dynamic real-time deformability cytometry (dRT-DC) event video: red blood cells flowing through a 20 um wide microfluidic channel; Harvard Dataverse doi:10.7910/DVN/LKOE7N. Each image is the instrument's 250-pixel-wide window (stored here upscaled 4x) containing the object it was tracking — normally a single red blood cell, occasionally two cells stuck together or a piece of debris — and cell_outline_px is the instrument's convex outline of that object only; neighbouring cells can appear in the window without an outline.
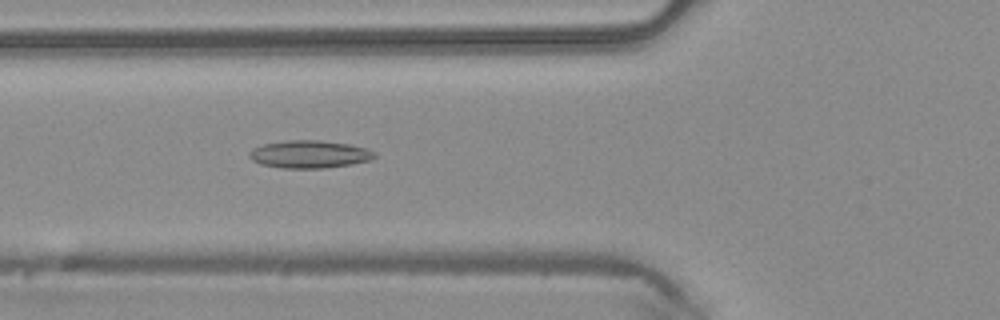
{"species": "common noctule bat (a hibernating species)", "species_latin": "Nyctalus noctula", "temperature_condition": "warm", "stored_images_in_passage": 45, "segment_of_instrument_passage": [1, 2], "camera_frame_rate_fps": 3000, "um_per_image_px": 0.085, "animal": {"sex": "male", "body_mass_g": 20.4}, "frame": {"image": 1, "passage_image": 14, "time_ms": 4.333, "image_size_px": [1000, 320], "cell_outline_px": [[376, 156], [372, 160], [352, 164], [324, 168], [280, 168], [260, 164], [252, 160], [248, 156], [248, 152], [252, 148], [264, 144], [284, 140], [320, 140], [348, 144], [364, 148], [376, 152]], "centroid_in_image_um": [26.28, 13.11], "position_along_channel_um": 99.5, "area_um2": 20.35}}
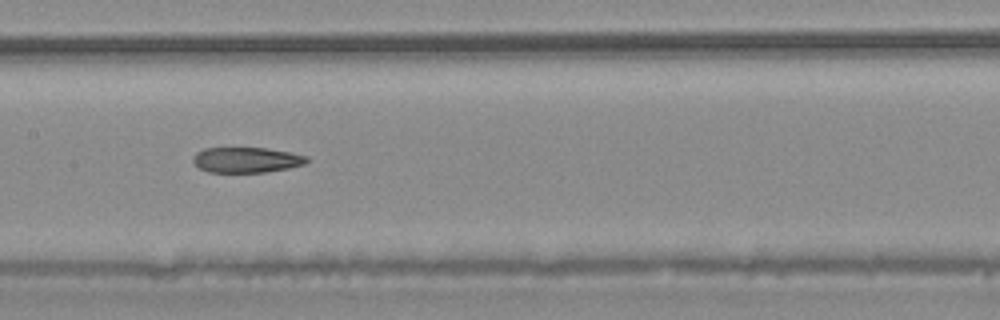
{"frame": {"image": 2, "passage_image": 20, "time_ms": 6.333, "image_size_px": [1000, 320], "cell_outline_px": [[308, 160], [304, 164], [288, 168], [264, 172], [208, 172], [200, 168], [192, 160], [196, 152], [204, 148], [268, 148], [308, 156]], "centroid_in_image_um": [20.94, 13.59], "position_along_channel_um": 186.5, "area_um2": 16.7}}
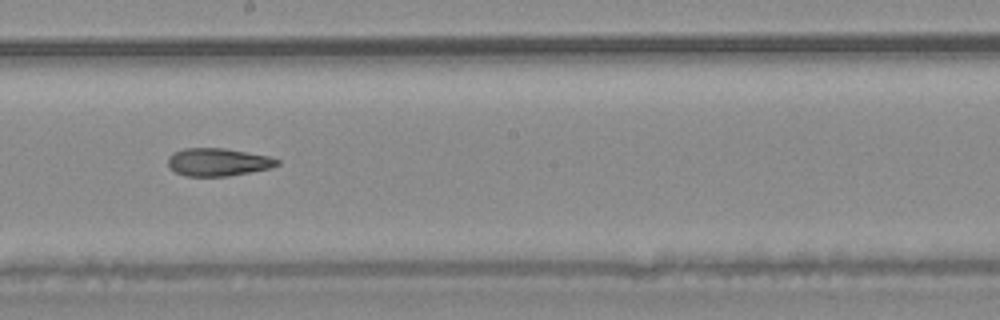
{"frame": {"image": 3, "passage_image": 23, "time_ms": 7.333, "image_size_px": [1000, 320], "cell_outline_px": [[280, 164], [272, 168], [228, 176], [184, 176], [168, 168], [168, 156], [172, 152], [184, 148], [224, 148], [268, 156], [280, 160]], "centroid_in_image_um": [18.5, 13.78], "position_along_channel_um": 229.7, "area_um2": 17.86}}